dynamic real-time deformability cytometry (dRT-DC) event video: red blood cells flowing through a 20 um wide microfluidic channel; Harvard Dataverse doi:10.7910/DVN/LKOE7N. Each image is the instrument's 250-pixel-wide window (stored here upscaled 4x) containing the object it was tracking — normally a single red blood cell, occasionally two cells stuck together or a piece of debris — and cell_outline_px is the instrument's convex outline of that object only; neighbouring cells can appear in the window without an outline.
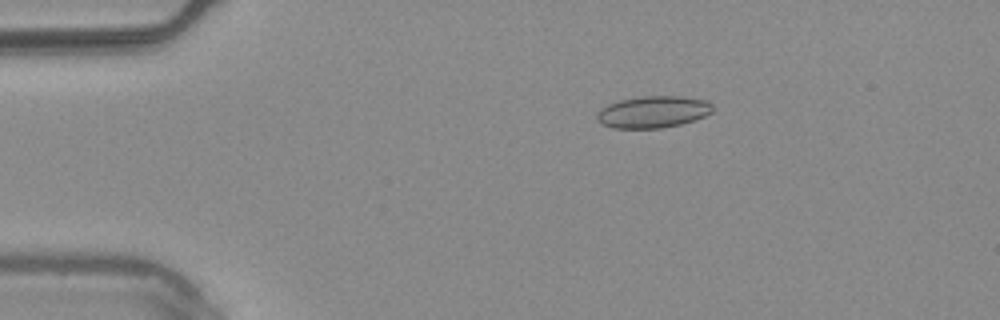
{"species": "common noctule bat (a hibernating species)", "species_latin": "Nyctalus noctula", "temperature_condition": "warm", "stored_images_in_passage": 54, "camera_frame_rate_fps": 3000, "um_per_image_px": 0.085, "animal": {"sex": "male", "body_mass_g": 20.4}, "frame": {"image": 1, "passage_image": 10, "time_ms": 3.0, "image_size_px": [1000, 320], "cell_outline_px": [[712, 112], [704, 116], [680, 124], [660, 128], [612, 128], [600, 124], [596, 116], [608, 104], [620, 100], [644, 96], [680, 96], [708, 100], [712, 104]], "centroid_in_image_um": [55.52, 9.51], "position_along_channel_um": 29.5, "area_um2": 21.27}}
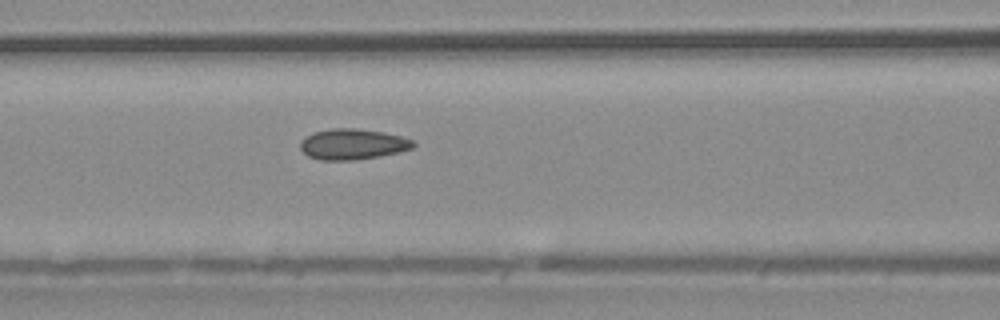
{"frame": {"image": 2, "passage_image": 23, "time_ms": 7.333, "image_size_px": [1000, 320], "cell_outline_px": [[416, 144], [412, 148], [380, 156], [356, 160], [320, 160], [308, 156], [300, 148], [300, 140], [312, 132], [332, 128], [356, 128], [380, 132], [400, 136], [412, 140]], "centroid_in_image_um": [29.92, 12.25], "position_along_channel_um": 136.7, "area_um2": 20.11}}
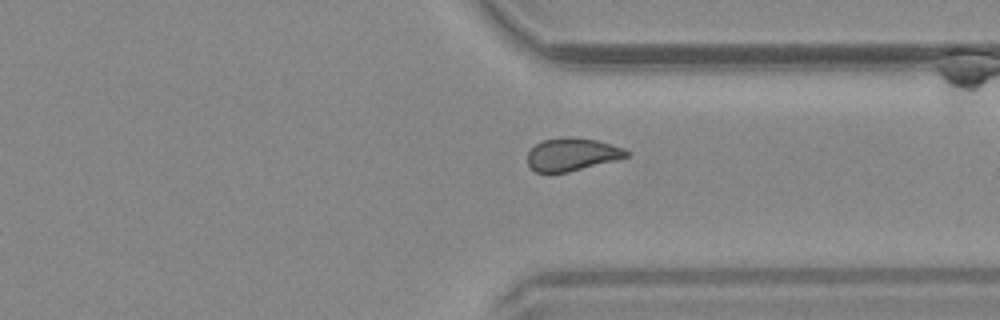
{"frame": {"image": 3, "passage_image": 41, "time_ms": 13.333, "image_size_px": [1000, 320], "cell_outline_px": [[632, 152], [628, 156], [616, 160], [568, 172], [536, 172], [528, 164], [528, 152], [536, 144], [544, 140], [596, 140], [624, 148]], "centroid_in_image_um": [48.66, 13.17], "position_along_channel_um": 362.7, "area_um2": 18.03}, "authors_computed_cell_mechanics": {"area_um2": 19.7965, "velocity_mm_per_s": 3.7666, "shape_relaxation_time_tau1_ms": null, "shape_relaxation_time_tau2_ms": 1.942, "deformation_change_tau1": null, "deformation_change_tau2": 0.0846}}